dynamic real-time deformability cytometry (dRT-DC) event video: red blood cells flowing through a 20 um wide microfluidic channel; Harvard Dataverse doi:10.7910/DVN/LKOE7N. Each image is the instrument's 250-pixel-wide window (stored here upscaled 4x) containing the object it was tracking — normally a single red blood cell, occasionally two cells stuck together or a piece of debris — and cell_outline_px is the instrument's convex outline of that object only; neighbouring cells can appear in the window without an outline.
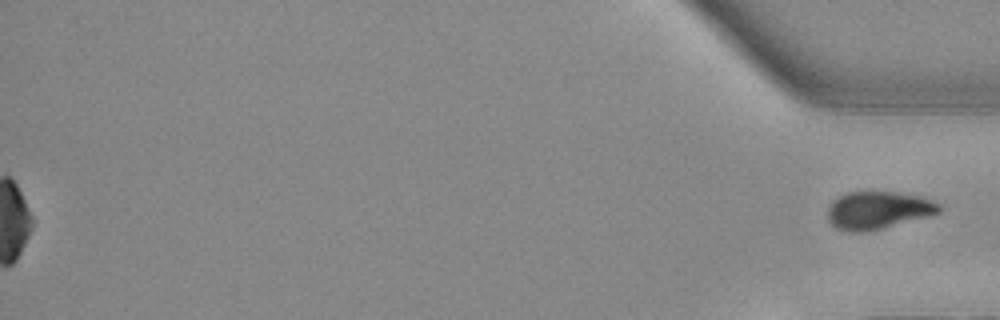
{"species": "Egyptian fruit bat (a non-hibernating species)", "species_latin": "Rousettus aegyptiacus", "temperature_condition": "warm", "stored_images_in_passage": 42, "segment_of_instrument_passage": [2, 2], "camera_frame_rate_fps": 3000, "um_per_image_px": 0.085, "animal": {"sex": "female"}, "frame": {"image": 1, "passage_image": 42, "time_ms": 13.667, "image_size_px": [1000, 320], "cell_outline_px": [[940, 212], [928, 216], [880, 228], [860, 232], [848, 232], [836, 228], [828, 220], [828, 208], [832, 200], [848, 192], [896, 192], [920, 196], [932, 200], [940, 204]], "centroid_in_image_um": [74.61, 17.86], "position_along_channel_um": 360.6, "area_um2": 24.16}}